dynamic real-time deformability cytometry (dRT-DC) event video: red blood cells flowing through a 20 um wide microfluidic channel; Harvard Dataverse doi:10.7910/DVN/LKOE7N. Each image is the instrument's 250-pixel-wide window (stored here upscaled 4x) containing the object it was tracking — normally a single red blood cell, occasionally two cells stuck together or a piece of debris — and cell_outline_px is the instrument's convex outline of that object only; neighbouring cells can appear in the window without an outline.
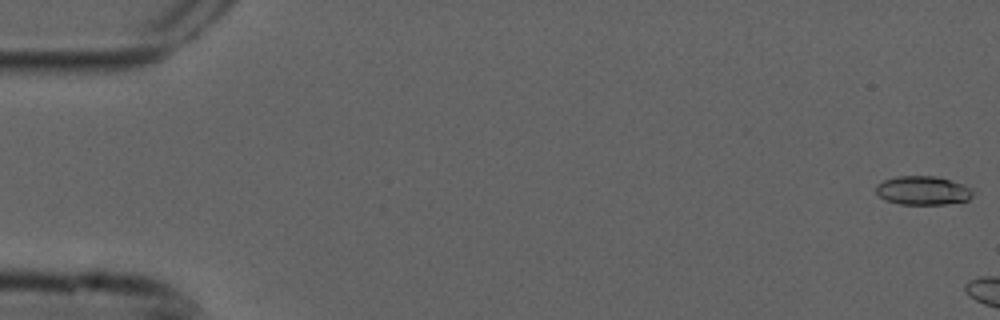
{"species": "common noctule bat (a hibernating species)", "species_latin": "Nyctalus noctula", "temperature_condition": "cold", "stored_images_in_passage": 3, "camera_frame_rate_fps": 3000, "um_per_image_px": 0.085, "animal": {"sex": "male", "forearm_length_mm": 52.5}, "frame": {"image": 1, "passage_image": 1, "time_ms": 0.0, "image_size_px": [1000, 320], "cell_outline_px": [[972, 196], [968, 200], [944, 204], [900, 204], [884, 200], [876, 192], [876, 184], [884, 180], [896, 176], [936, 176], [972, 188]], "centroid_in_image_um": [78.4, 16.19], "position_along_channel_um": 6.6, "area_um2": 16.13}}